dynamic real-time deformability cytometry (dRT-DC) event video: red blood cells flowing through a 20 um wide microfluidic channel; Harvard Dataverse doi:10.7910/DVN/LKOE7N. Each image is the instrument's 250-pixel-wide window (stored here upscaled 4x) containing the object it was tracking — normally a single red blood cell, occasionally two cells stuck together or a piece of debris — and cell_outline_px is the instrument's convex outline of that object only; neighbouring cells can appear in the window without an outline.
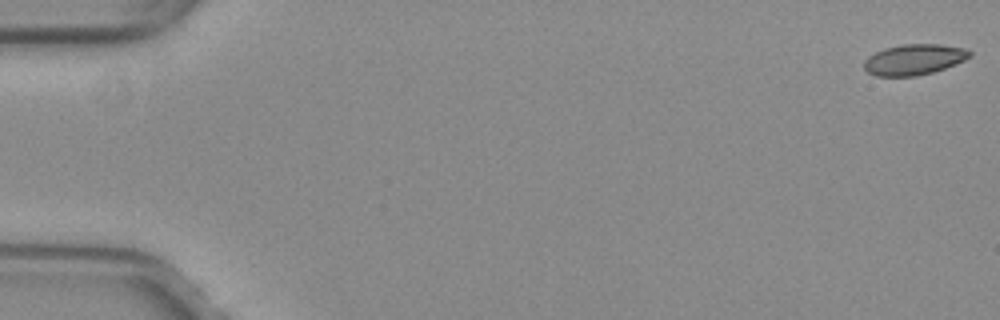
{"species": "common noctule bat (a hibernating species)", "species_latin": "Nyctalus noctula", "temperature_condition": "warm", "stored_images_in_passage": 15, "camera_frame_rate_fps": 3000, "um_per_image_px": 0.085, "animal": {"sex": "female", "body_mass_g": 29.2, "forearm_length_mm": 56.3}, "frame": {"image": 1, "passage_image": 1, "time_ms": 0.0, "image_size_px": [1000, 320], "cell_outline_px": [[972, 56], [956, 64], [932, 72], [916, 76], [876, 76], [868, 72], [864, 68], [864, 60], [868, 56], [884, 48], [904, 44], [940, 44], [964, 48], [972, 52]], "centroid_in_image_um": [77.7, 5.06], "position_along_channel_um": 7.3, "area_um2": 18.9}}
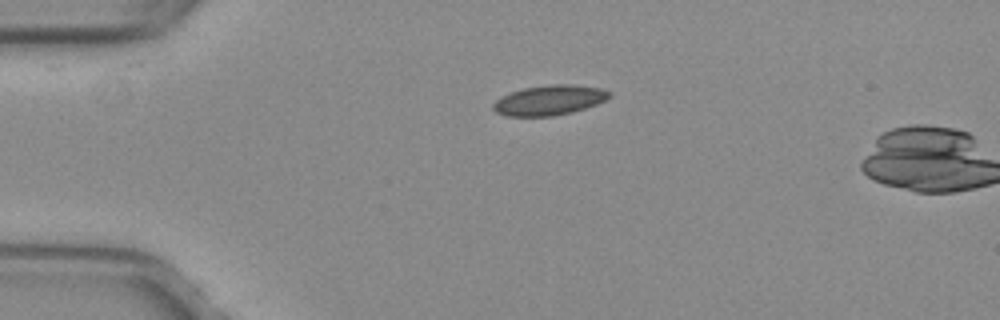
{"frame": {"image": 2, "passage_image": 13, "time_ms": 4.0, "image_size_px": [1000, 320], "cell_outline_px": [[612, 96], [596, 104], [572, 112], [552, 116], [508, 116], [496, 112], [492, 108], [492, 104], [500, 96], [524, 88], [548, 84], [572, 84], [600, 88], [612, 92]], "centroid_in_image_um": [46.68, 8.51], "position_along_channel_um": 38.3, "area_um2": 20.29}}